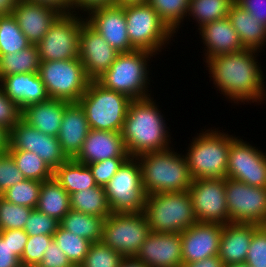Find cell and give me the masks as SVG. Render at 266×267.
Masks as SVG:
<instances>
[{
	"label": "cell",
	"instance_id": "obj_1",
	"mask_svg": "<svg viewBox=\"0 0 266 267\" xmlns=\"http://www.w3.org/2000/svg\"><path fill=\"white\" fill-rule=\"evenodd\" d=\"M259 52L244 48L238 52L213 56L205 62L214 87L229 102H257L259 105L266 101L265 77L256 59Z\"/></svg>",
	"mask_w": 266,
	"mask_h": 267
},
{
	"label": "cell",
	"instance_id": "obj_2",
	"mask_svg": "<svg viewBox=\"0 0 266 267\" xmlns=\"http://www.w3.org/2000/svg\"><path fill=\"white\" fill-rule=\"evenodd\" d=\"M153 100L151 96L130 102L121 130L130 157L171 147V133L166 126L168 123L158 103Z\"/></svg>",
	"mask_w": 266,
	"mask_h": 267
},
{
	"label": "cell",
	"instance_id": "obj_3",
	"mask_svg": "<svg viewBox=\"0 0 266 267\" xmlns=\"http://www.w3.org/2000/svg\"><path fill=\"white\" fill-rule=\"evenodd\" d=\"M141 167L142 187L146 195L163 192H183L193 178L185 155L172 147L140 154L136 157Z\"/></svg>",
	"mask_w": 266,
	"mask_h": 267
},
{
	"label": "cell",
	"instance_id": "obj_4",
	"mask_svg": "<svg viewBox=\"0 0 266 267\" xmlns=\"http://www.w3.org/2000/svg\"><path fill=\"white\" fill-rule=\"evenodd\" d=\"M156 54L133 50L120 53L111 67L96 81L103 87L128 96L131 100H140L151 97L149 85V62Z\"/></svg>",
	"mask_w": 266,
	"mask_h": 267
},
{
	"label": "cell",
	"instance_id": "obj_5",
	"mask_svg": "<svg viewBox=\"0 0 266 267\" xmlns=\"http://www.w3.org/2000/svg\"><path fill=\"white\" fill-rule=\"evenodd\" d=\"M218 129H202L186 149L189 172L194 179L227 178L231 135Z\"/></svg>",
	"mask_w": 266,
	"mask_h": 267
},
{
	"label": "cell",
	"instance_id": "obj_6",
	"mask_svg": "<svg viewBox=\"0 0 266 267\" xmlns=\"http://www.w3.org/2000/svg\"><path fill=\"white\" fill-rule=\"evenodd\" d=\"M143 213L157 233H181L198 222L188 190L146 195Z\"/></svg>",
	"mask_w": 266,
	"mask_h": 267
},
{
	"label": "cell",
	"instance_id": "obj_7",
	"mask_svg": "<svg viewBox=\"0 0 266 267\" xmlns=\"http://www.w3.org/2000/svg\"><path fill=\"white\" fill-rule=\"evenodd\" d=\"M132 100L91 80L78 103L84 109L90 129L121 132Z\"/></svg>",
	"mask_w": 266,
	"mask_h": 267
},
{
	"label": "cell",
	"instance_id": "obj_8",
	"mask_svg": "<svg viewBox=\"0 0 266 267\" xmlns=\"http://www.w3.org/2000/svg\"><path fill=\"white\" fill-rule=\"evenodd\" d=\"M122 7L127 22L128 37L135 50H144L157 55L168 47L175 33L148 2L127 4Z\"/></svg>",
	"mask_w": 266,
	"mask_h": 267
},
{
	"label": "cell",
	"instance_id": "obj_9",
	"mask_svg": "<svg viewBox=\"0 0 266 267\" xmlns=\"http://www.w3.org/2000/svg\"><path fill=\"white\" fill-rule=\"evenodd\" d=\"M38 74L49 98L78 103L91 81L79 58L41 61Z\"/></svg>",
	"mask_w": 266,
	"mask_h": 267
},
{
	"label": "cell",
	"instance_id": "obj_10",
	"mask_svg": "<svg viewBox=\"0 0 266 267\" xmlns=\"http://www.w3.org/2000/svg\"><path fill=\"white\" fill-rule=\"evenodd\" d=\"M104 187L112 213L144 212L146 194L136 157H129Z\"/></svg>",
	"mask_w": 266,
	"mask_h": 267
},
{
	"label": "cell",
	"instance_id": "obj_11",
	"mask_svg": "<svg viewBox=\"0 0 266 267\" xmlns=\"http://www.w3.org/2000/svg\"><path fill=\"white\" fill-rule=\"evenodd\" d=\"M151 233L143 212L111 213L103 223L102 242L123 257L135 256Z\"/></svg>",
	"mask_w": 266,
	"mask_h": 267
},
{
	"label": "cell",
	"instance_id": "obj_12",
	"mask_svg": "<svg viewBox=\"0 0 266 267\" xmlns=\"http://www.w3.org/2000/svg\"><path fill=\"white\" fill-rule=\"evenodd\" d=\"M83 19L81 14H61L36 45L40 61L79 58V35Z\"/></svg>",
	"mask_w": 266,
	"mask_h": 267
},
{
	"label": "cell",
	"instance_id": "obj_13",
	"mask_svg": "<svg viewBox=\"0 0 266 267\" xmlns=\"http://www.w3.org/2000/svg\"><path fill=\"white\" fill-rule=\"evenodd\" d=\"M225 197L229 223L261 226L266 219V188L225 178Z\"/></svg>",
	"mask_w": 266,
	"mask_h": 267
},
{
	"label": "cell",
	"instance_id": "obj_14",
	"mask_svg": "<svg viewBox=\"0 0 266 267\" xmlns=\"http://www.w3.org/2000/svg\"><path fill=\"white\" fill-rule=\"evenodd\" d=\"M231 135L227 178L255 187L266 188V152Z\"/></svg>",
	"mask_w": 266,
	"mask_h": 267
},
{
	"label": "cell",
	"instance_id": "obj_15",
	"mask_svg": "<svg viewBox=\"0 0 266 267\" xmlns=\"http://www.w3.org/2000/svg\"><path fill=\"white\" fill-rule=\"evenodd\" d=\"M188 192L198 222L229 223L225 178L194 179Z\"/></svg>",
	"mask_w": 266,
	"mask_h": 267
},
{
	"label": "cell",
	"instance_id": "obj_16",
	"mask_svg": "<svg viewBox=\"0 0 266 267\" xmlns=\"http://www.w3.org/2000/svg\"><path fill=\"white\" fill-rule=\"evenodd\" d=\"M7 151L33 152L53 171L68 160L57 137L38 131L22 119L8 132Z\"/></svg>",
	"mask_w": 266,
	"mask_h": 267
},
{
	"label": "cell",
	"instance_id": "obj_17",
	"mask_svg": "<svg viewBox=\"0 0 266 267\" xmlns=\"http://www.w3.org/2000/svg\"><path fill=\"white\" fill-rule=\"evenodd\" d=\"M119 54L84 18L79 35V60L87 77L90 80L99 78Z\"/></svg>",
	"mask_w": 266,
	"mask_h": 267
},
{
	"label": "cell",
	"instance_id": "obj_18",
	"mask_svg": "<svg viewBox=\"0 0 266 267\" xmlns=\"http://www.w3.org/2000/svg\"><path fill=\"white\" fill-rule=\"evenodd\" d=\"M85 21L119 53L135 50L127 33V22L122 6H106L91 10Z\"/></svg>",
	"mask_w": 266,
	"mask_h": 267
},
{
	"label": "cell",
	"instance_id": "obj_19",
	"mask_svg": "<svg viewBox=\"0 0 266 267\" xmlns=\"http://www.w3.org/2000/svg\"><path fill=\"white\" fill-rule=\"evenodd\" d=\"M135 257L148 267H181V233L151 231Z\"/></svg>",
	"mask_w": 266,
	"mask_h": 267
},
{
	"label": "cell",
	"instance_id": "obj_20",
	"mask_svg": "<svg viewBox=\"0 0 266 267\" xmlns=\"http://www.w3.org/2000/svg\"><path fill=\"white\" fill-rule=\"evenodd\" d=\"M223 225L196 222L181 232L183 263H191L219 253Z\"/></svg>",
	"mask_w": 266,
	"mask_h": 267
},
{
	"label": "cell",
	"instance_id": "obj_21",
	"mask_svg": "<svg viewBox=\"0 0 266 267\" xmlns=\"http://www.w3.org/2000/svg\"><path fill=\"white\" fill-rule=\"evenodd\" d=\"M54 7L45 4L19 0L13 10L18 26L31 44L37 45L61 15Z\"/></svg>",
	"mask_w": 266,
	"mask_h": 267
},
{
	"label": "cell",
	"instance_id": "obj_22",
	"mask_svg": "<svg viewBox=\"0 0 266 267\" xmlns=\"http://www.w3.org/2000/svg\"><path fill=\"white\" fill-rule=\"evenodd\" d=\"M121 132L90 129L75 161L93 164L111 158H129Z\"/></svg>",
	"mask_w": 266,
	"mask_h": 267
},
{
	"label": "cell",
	"instance_id": "obj_23",
	"mask_svg": "<svg viewBox=\"0 0 266 267\" xmlns=\"http://www.w3.org/2000/svg\"><path fill=\"white\" fill-rule=\"evenodd\" d=\"M204 47V62L213 56L230 54L244 49L237 31L226 17L205 24L198 29Z\"/></svg>",
	"mask_w": 266,
	"mask_h": 267
},
{
	"label": "cell",
	"instance_id": "obj_24",
	"mask_svg": "<svg viewBox=\"0 0 266 267\" xmlns=\"http://www.w3.org/2000/svg\"><path fill=\"white\" fill-rule=\"evenodd\" d=\"M0 87L21 110L28 105L49 99L38 72L4 76L0 79Z\"/></svg>",
	"mask_w": 266,
	"mask_h": 267
},
{
	"label": "cell",
	"instance_id": "obj_25",
	"mask_svg": "<svg viewBox=\"0 0 266 267\" xmlns=\"http://www.w3.org/2000/svg\"><path fill=\"white\" fill-rule=\"evenodd\" d=\"M89 130L84 109L79 103H70L64 111L57 136L62 152L68 159L78 155Z\"/></svg>",
	"mask_w": 266,
	"mask_h": 267
},
{
	"label": "cell",
	"instance_id": "obj_26",
	"mask_svg": "<svg viewBox=\"0 0 266 267\" xmlns=\"http://www.w3.org/2000/svg\"><path fill=\"white\" fill-rule=\"evenodd\" d=\"M255 224L228 223L223 225L218 256L224 263H245Z\"/></svg>",
	"mask_w": 266,
	"mask_h": 267
},
{
	"label": "cell",
	"instance_id": "obj_27",
	"mask_svg": "<svg viewBox=\"0 0 266 267\" xmlns=\"http://www.w3.org/2000/svg\"><path fill=\"white\" fill-rule=\"evenodd\" d=\"M70 102L49 98L22 109L21 119L38 131L57 137L64 111Z\"/></svg>",
	"mask_w": 266,
	"mask_h": 267
},
{
	"label": "cell",
	"instance_id": "obj_28",
	"mask_svg": "<svg viewBox=\"0 0 266 267\" xmlns=\"http://www.w3.org/2000/svg\"><path fill=\"white\" fill-rule=\"evenodd\" d=\"M227 18L233 28L237 31L238 37L244 48L262 51L266 46V25L253 18L248 12L234 3Z\"/></svg>",
	"mask_w": 266,
	"mask_h": 267
},
{
	"label": "cell",
	"instance_id": "obj_29",
	"mask_svg": "<svg viewBox=\"0 0 266 267\" xmlns=\"http://www.w3.org/2000/svg\"><path fill=\"white\" fill-rule=\"evenodd\" d=\"M36 209L60 222L71 209L70 195L54 177L43 181Z\"/></svg>",
	"mask_w": 266,
	"mask_h": 267
},
{
	"label": "cell",
	"instance_id": "obj_30",
	"mask_svg": "<svg viewBox=\"0 0 266 267\" xmlns=\"http://www.w3.org/2000/svg\"><path fill=\"white\" fill-rule=\"evenodd\" d=\"M53 177L70 195L98 186L90 168L74 159H68L54 170Z\"/></svg>",
	"mask_w": 266,
	"mask_h": 267
},
{
	"label": "cell",
	"instance_id": "obj_31",
	"mask_svg": "<svg viewBox=\"0 0 266 267\" xmlns=\"http://www.w3.org/2000/svg\"><path fill=\"white\" fill-rule=\"evenodd\" d=\"M103 217L89 215L70 209L60 220L59 225L91 243L100 242L103 232Z\"/></svg>",
	"mask_w": 266,
	"mask_h": 267
},
{
	"label": "cell",
	"instance_id": "obj_32",
	"mask_svg": "<svg viewBox=\"0 0 266 267\" xmlns=\"http://www.w3.org/2000/svg\"><path fill=\"white\" fill-rule=\"evenodd\" d=\"M72 210L106 219L111 213L105 187L96 186L70 194Z\"/></svg>",
	"mask_w": 266,
	"mask_h": 267
},
{
	"label": "cell",
	"instance_id": "obj_33",
	"mask_svg": "<svg viewBox=\"0 0 266 267\" xmlns=\"http://www.w3.org/2000/svg\"><path fill=\"white\" fill-rule=\"evenodd\" d=\"M40 63L38 48L34 44L15 53L0 55V79L12 74L37 73Z\"/></svg>",
	"mask_w": 266,
	"mask_h": 267
},
{
	"label": "cell",
	"instance_id": "obj_34",
	"mask_svg": "<svg viewBox=\"0 0 266 267\" xmlns=\"http://www.w3.org/2000/svg\"><path fill=\"white\" fill-rule=\"evenodd\" d=\"M234 3L235 0H189L186 18L193 17L198 26L196 29H199L207 23L226 18Z\"/></svg>",
	"mask_w": 266,
	"mask_h": 267
},
{
	"label": "cell",
	"instance_id": "obj_35",
	"mask_svg": "<svg viewBox=\"0 0 266 267\" xmlns=\"http://www.w3.org/2000/svg\"><path fill=\"white\" fill-rule=\"evenodd\" d=\"M26 179L43 182L53 178L54 171L35 153L7 151Z\"/></svg>",
	"mask_w": 266,
	"mask_h": 267
},
{
	"label": "cell",
	"instance_id": "obj_36",
	"mask_svg": "<svg viewBox=\"0 0 266 267\" xmlns=\"http://www.w3.org/2000/svg\"><path fill=\"white\" fill-rule=\"evenodd\" d=\"M30 45L13 14L0 16V55L18 52Z\"/></svg>",
	"mask_w": 266,
	"mask_h": 267
},
{
	"label": "cell",
	"instance_id": "obj_37",
	"mask_svg": "<svg viewBox=\"0 0 266 267\" xmlns=\"http://www.w3.org/2000/svg\"><path fill=\"white\" fill-rule=\"evenodd\" d=\"M53 240L73 266H80L83 263L91 245L90 241L63 229L60 225L53 235Z\"/></svg>",
	"mask_w": 266,
	"mask_h": 267
},
{
	"label": "cell",
	"instance_id": "obj_38",
	"mask_svg": "<svg viewBox=\"0 0 266 267\" xmlns=\"http://www.w3.org/2000/svg\"><path fill=\"white\" fill-rule=\"evenodd\" d=\"M160 18L177 34L187 17L189 0H147ZM185 18V19H184Z\"/></svg>",
	"mask_w": 266,
	"mask_h": 267
},
{
	"label": "cell",
	"instance_id": "obj_39",
	"mask_svg": "<svg viewBox=\"0 0 266 267\" xmlns=\"http://www.w3.org/2000/svg\"><path fill=\"white\" fill-rule=\"evenodd\" d=\"M41 183L42 182L36 180L25 179L11 186L0 196L6 201L16 205L36 209Z\"/></svg>",
	"mask_w": 266,
	"mask_h": 267
},
{
	"label": "cell",
	"instance_id": "obj_40",
	"mask_svg": "<svg viewBox=\"0 0 266 267\" xmlns=\"http://www.w3.org/2000/svg\"><path fill=\"white\" fill-rule=\"evenodd\" d=\"M33 208L16 205L0 196V231L22 229Z\"/></svg>",
	"mask_w": 266,
	"mask_h": 267
},
{
	"label": "cell",
	"instance_id": "obj_41",
	"mask_svg": "<svg viewBox=\"0 0 266 267\" xmlns=\"http://www.w3.org/2000/svg\"><path fill=\"white\" fill-rule=\"evenodd\" d=\"M123 256L102 241L91 243L81 267H118Z\"/></svg>",
	"mask_w": 266,
	"mask_h": 267
},
{
	"label": "cell",
	"instance_id": "obj_42",
	"mask_svg": "<svg viewBox=\"0 0 266 267\" xmlns=\"http://www.w3.org/2000/svg\"><path fill=\"white\" fill-rule=\"evenodd\" d=\"M52 241L53 235H29L20 258L21 265H39L46 248Z\"/></svg>",
	"mask_w": 266,
	"mask_h": 267
},
{
	"label": "cell",
	"instance_id": "obj_43",
	"mask_svg": "<svg viewBox=\"0 0 266 267\" xmlns=\"http://www.w3.org/2000/svg\"><path fill=\"white\" fill-rule=\"evenodd\" d=\"M59 221L49 217L37 209H33L25 223L24 231L31 236L54 235L59 227Z\"/></svg>",
	"mask_w": 266,
	"mask_h": 267
},
{
	"label": "cell",
	"instance_id": "obj_44",
	"mask_svg": "<svg viewBox=\"0 0 266 267\" xmlns=\"http://www.w3.org/2000/svg\"><path fill=\"white\" fill-rule=\"evenodd\" d=\"M25 179L16 166L13 157L7 151L0 154V195L11 186Z\"/></svg>",
	"mask_w": 266,
	"mask_h": 267
},
{
	"label": "cell",
	"instance_id": "obj_45",
	"mask_svg": "<svg viewBox=\"0 0 266 267\" xmlns=\"http://www.w3.org/2000/svg\"><path fill=\"white\" fill-rule=\"evenodd\" d=\"M245 263L250 267H266V231L262 226L253 232Z\"/></svg>",
	"mask_w": 266,
	"mask_h": 267
},
{
	"label": "cell",
	"instance_id": "obj_46",
	"mask_svg": "<svg viewBox=\"0 0 266 267\" xmlns=\"http://www.w3.org/2000/svg\"><path fill=\"white\" fill-rule=\"evenodd\" d=\"M128 158H111L101 162L88 164L95 183L98 186H105L117 173L119 168Z\"/></svg>",
	"mask_w": 266,
	"mask_h": 267
},
{
	"label": "cell",
	"instance_id": "obj_47",
	"mask_svg": "<svg viewBox=\"0 0 266 267\" xmlns=\"http://www.w3.org/2000/svg\"><path fill=\"white\" fill-rule=\"evenodd\" d=\"M22 110L0 87V126L8 132L21 120Z\"/></svg>",
	"mask_w": 266,
	"mask_h": 267
},
{
	"label": "cell",
	"instance_id": "obj_48",
	"mask_svg": "<svg viewBox=\"0 0 266 267\" xmlns=\"http://www.w3.org/2000/svg\"><path fill=\"white\" fill-rule=\"evenodd\" d=\"M40 267H72L65 253L53 240L46 248Z\"/></svg>",
	"mask_w": 266,
	"mask_h": 267
},
{
	"label": "cell",
	"instance_id": "obj_49",
	"mask_svg": "<svg viewBox=\"0 0 266 267\" xmlns=\"http://www.w3.org/2000/svg\"><path fill=\"white\" fill-rule=\"evenodd\" d=\"M20 258L9 246V230L0 231V267H21Z\"/></svg>",
	"mask_w": 266,
	"mask_h": 267
},
{
	"label": "cell",
	"instance_id": "obj_50",
	"mask_svg": "<svg viewBox=\"0 0 266 267\" xmlns=\"http://www.w3.org/2000/svg\"><path fill=\"white\" fill-rule=\"evenodd\" d=\"M235 3L266 25V0H235Z\"/></svg>",
	"mask_w": 266,
	"mask_h": 267
},
{
	"label": "cell",
	"instance_id": "obj_51",
	"mask_svg": "<svg viewBox=\"0 0 266 267\" xmlns=\"http://www.w3.org/2000/svg\"><path fill=\"white\" fill-rule=\"evenodd\" d=\"M116 1L117 0H72V13L79 14V11H82L81 13L84 12L85 14L83 15H86L96 8L114 6L116 5Z\"/></svg>",
	"mask_w": 266,
	"mask_h": 267
},
{
	"label": "cell",
	"instance_id": "obj_52",
	"mask_svg": "<svg viewBox=\"0 0 266 267\" xmlns=\"http://www.w3.org/2000/svg\"><path fill=\"white\" fill-rule=\"evenodd\" d=\"M28 236L22 229L9 230V246L19 258L23 254Z\"/></svg>",
	"mask_w": 266,
	"mask_h": 267
},
{
	"label": "cell",
	"instance_id": "obj_53",
	"mask_svg": "<svg viewBox=\"0 0 266 267\" xmlns=\"http://www.w3.org/2000/svg\"><path fill=\"white\" fill-rule=\"evenodd\" d=\"M54 7L62 14L72 13V0H28Z\"/></svg>",
	"mask_w": 266,
	"mask_h": 267
},
{
	"label": "cell",
	"instance_id": "obj_54",
	"mask_svg": "<svg viewBox=\"0 0 266 267\" xmlns=\"http://www.w3.org/2000/svg\"><path fill=\"white\" fill-rule=\"evenodd\" d=\"M181 267H224V263L218 255L206 257L200 261L183 263Z\"/></svg>",
	"mask_w": 266,
	"mask_h": 267
},
{
	"label": "cell",
	"instance_id": "obj_55",
	"mask_svg": "<svg viewBox=\"0 0 266 267\" xmlns=\"http://www.w3.org/2000/svg\"><path fill=\"white\" fill-rule=\"evenodd\" d=\"M19 0H0V16L12 15Z\"/></svg>",
	"mask_w": 266,
	"mask_h": 267
},
{
	"label": "cell",
	"instance_id": "obj_56",
	"mask_svg": "<svg viewBox=\"0 0 266 267\" xmlns=\"http://www.w3.org/2000/svg\"><path fill=\"white\" fill-rule=\"evenodd\" d=\"M118 267H148L135 256L123 257Z\"/></svg>",
	"mask_w": 266,
	"mask_h": 267
},
{
	"label": "cell",
	"instance_id": "obj_57",
	"mask_svg": "<svg viewBox=\"0 0 266 267\" xmlns=\"http://www.w3.org/2000/svg\"><path fill=\"white\" fill-rule=\"evenodd\" d=\"M8 149V131L0 126V154Z\"/></svg>",
	"mask_w": 266,
	"mask_h": 267
},
{
	"label": "cell",
	"instance_id": "obj_58",
	"mask_svg": "<svg viewBox=\"0 0 266 267\" xmlns=\"http://www.w3.org/2000/svg\"><path fill=\"white\" fill-rule=\"evenodd\" d=\"M147 3V0H117L116 5L123 6L127 4Z\"/></svg>",
	"mask_w": 266,
	"mask_h": 267
},
{
	"label": "cell",
	"instance_id": "obj_59",
	"mask_svg": "<svg viewBox=\"0 0 266 267\" xmlns=\"http://www.w3.org/2000/svg\"><path fill=\"white\" fill-rule=\"evenodd\" d=\"M224 267H250V266L246 263H237V264L224 265Z\"/></svg>",
	"mask_w": 266,
	"mask_h": 267
},
{
	"label": "cell",
	"instance_id": "obj_60",
	"mask_svg": "<svg viewBox=\"0 0 266 267\" xmlns=\"http://www.w3.org/2000/svg\"><path fill=\"white\" fill-rule=\"evenodd\" d=\"M21 267H40L39 265H22Z\"/></svg>",
	"mask_w": 266,
	"mask_h": 267
},
{
	"label": "cell",
	"instance_id": "obj_61",
	"mask_svg": "<svg viewBox=\"0 0 266 267\" xmlns=\"http://www.w3.org/2000/svg\"><path fill=\"white\" fill-rule=\"evenodd\" d=\"M261 226L264 228V230L266 231V219L265 221L261 224Z\"/></svg>",
	"mask_w": 266,
	"mask_h": 267
}]
</instances>
